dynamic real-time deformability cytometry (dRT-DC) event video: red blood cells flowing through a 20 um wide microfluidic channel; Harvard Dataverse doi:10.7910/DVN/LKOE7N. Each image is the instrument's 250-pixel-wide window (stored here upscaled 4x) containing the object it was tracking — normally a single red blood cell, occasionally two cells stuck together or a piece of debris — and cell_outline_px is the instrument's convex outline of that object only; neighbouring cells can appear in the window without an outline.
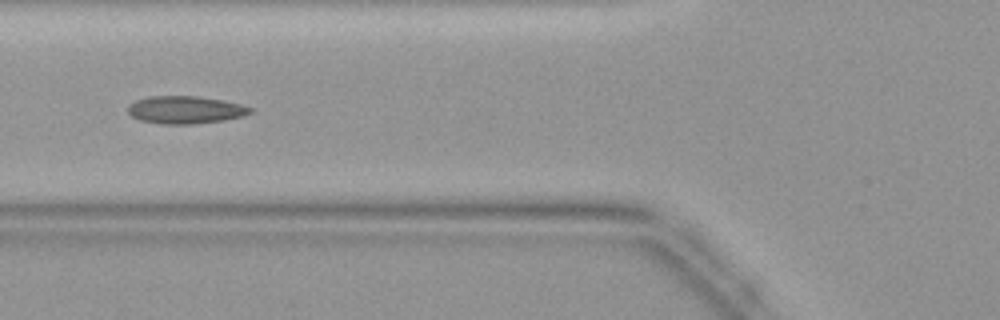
{"species": "common noctule bat (a hibernating species)", "species_latin": "Nyctalus noctula", "temperature_condition": "warm", "stored_images_in_passage": 29, "camera_frame_rate_fps": 3000, "um_per_image_px": 0.085, "animal": {"sex": "female", "body_mass_g": 19.9}, "frame": {"image": 1, "passage_image": 5, "time_ms": 1.333, "image_size_px": [1000, 320], "cell_outline_px": [[252, 112], [244, 116], [224, 120], [192, 124], [164, 124], [140, 120], [132, 116], [128, 112], [128, 104], [136, 100], [148, 96], [196, 96], [220, 100], [240, 104], [252, 108]], "centroid_in_image_um": [15.73, 9.33], "position_along_channel_um": 110.1, "area_um2": 19.59}}
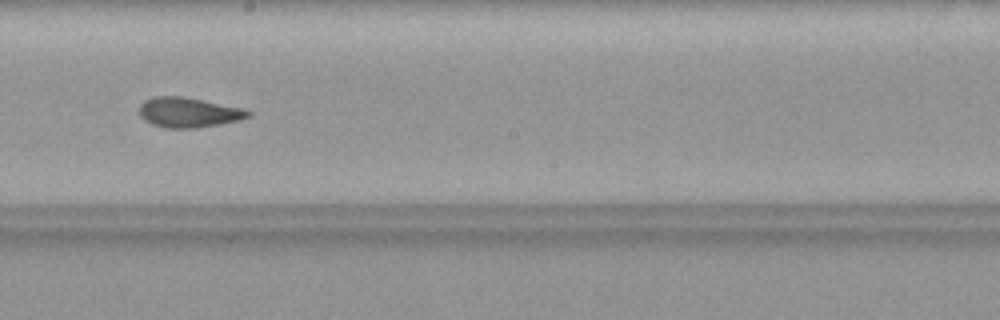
{"frame": {"image": 2, "passage_image": 13, "time_ms": 4.0, "image_size_px": [1000, 320], "cell_outline_px": [[252, 116], [240, 120], [220, 124], [196, 128], [164, 128], [152, 124], [144, 120], [140, 116], [140, 104], [144, 100], [152, 96], [180, 96], [240, 108], [252, 112]], "centroid_in_image_um": [15.99, 9.57], "position_along_channel_um": 232.2, "area_um2": 18.9}}